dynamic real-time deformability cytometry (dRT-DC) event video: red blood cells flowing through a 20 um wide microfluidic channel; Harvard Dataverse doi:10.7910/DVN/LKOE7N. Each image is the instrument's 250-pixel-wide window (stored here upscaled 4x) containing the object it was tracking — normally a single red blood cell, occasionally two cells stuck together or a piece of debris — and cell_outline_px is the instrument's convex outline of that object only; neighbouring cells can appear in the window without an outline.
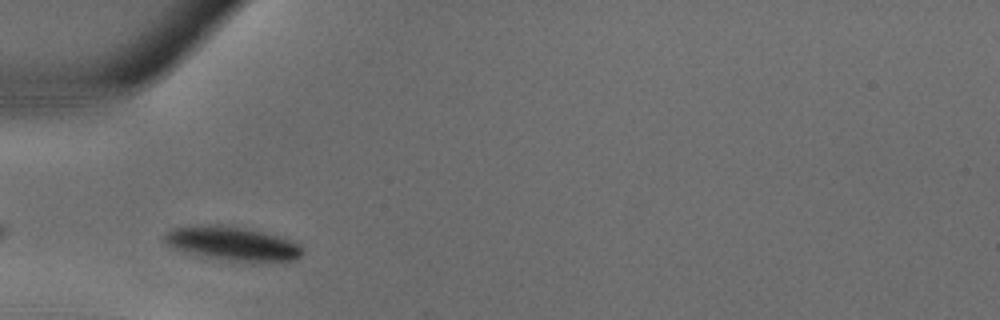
{"species": "common noctule bat (a hibernating species)", "species_latin": "Nyctalus noctula", "temperature_condition": "warm", "stored_images_in_passage": 24, "camera_frame_rate_fps": 3000, "um_per_image_px": 0.085, "animal": {"sex": "male", "body_mass_g": 18.8}, "frame": {"image": 1, "passage_image": 3, "time_ms": 0.667, "image_size_px": [1000, 320], "cell_outline_px": [[304, 252], [296, 260], [232, 260], [208, 256], [172, 248], [164, 244], [164, 232], [172, 228], [196, 224], [220, 224], [248, 228], [268, 232], [292, 240], [300, 244]], "centroid_in_image_um": [19.73, 20.64], "position_along_channel_um": 65.3, "area_um2": 27.17}}
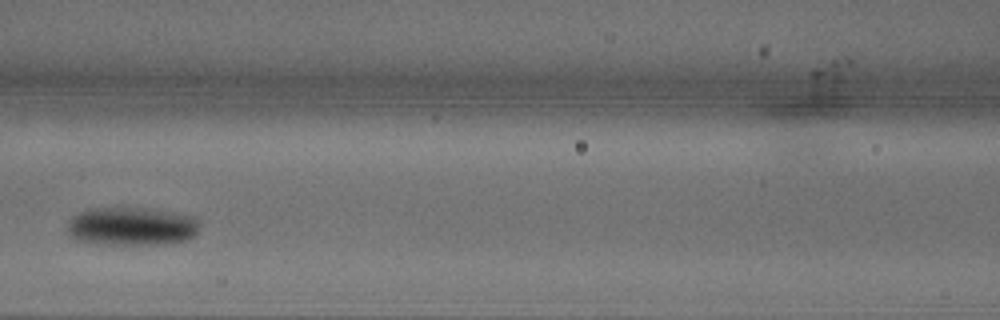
{"frame": {"image": 2, "passage_image": 8, "time_ms": 2.333, "image_size_px": [1000, 320], "cell_outline_px": [[200, 224], [196, 232], [188, 240], [176, 244], [108, 244], [76, 240], [68, 232], [68, 220], [72, 216], [88, 208], [148, 208], [196, 216]], "centroid_in_image_um": [11.23, 19.23], "position_along_channel_um": 155.4, "area_um2": 29.82}}
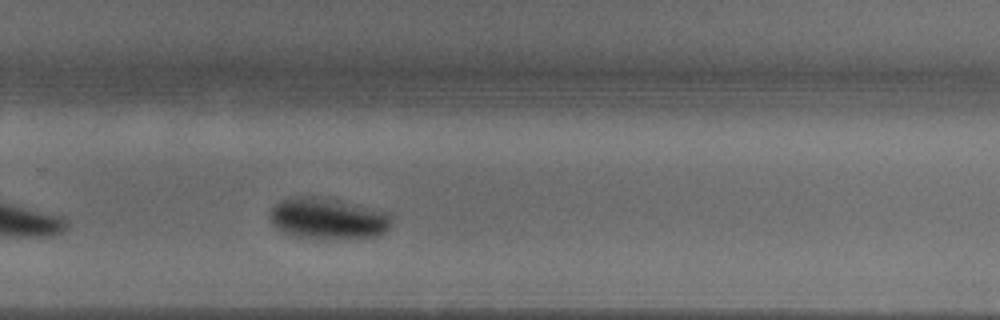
{"frame": {"image": 3, "passage_image": 16, "time_ms": 5.0, "image_size_px": [1000, 320], "cell_outline_px": [[392, 224], [384, 232], [376, 236], [360, 240], [308, 240], [292, 236], [276, 228], [272, 224], [272, 208], [280, 200], [296, 196], [312, 196], [336, 200], [392, 212]], "centroid_in_image_um": [27.93, 18.63], "position_along_channel_um": 301.9, "area_um2": 30.23}}